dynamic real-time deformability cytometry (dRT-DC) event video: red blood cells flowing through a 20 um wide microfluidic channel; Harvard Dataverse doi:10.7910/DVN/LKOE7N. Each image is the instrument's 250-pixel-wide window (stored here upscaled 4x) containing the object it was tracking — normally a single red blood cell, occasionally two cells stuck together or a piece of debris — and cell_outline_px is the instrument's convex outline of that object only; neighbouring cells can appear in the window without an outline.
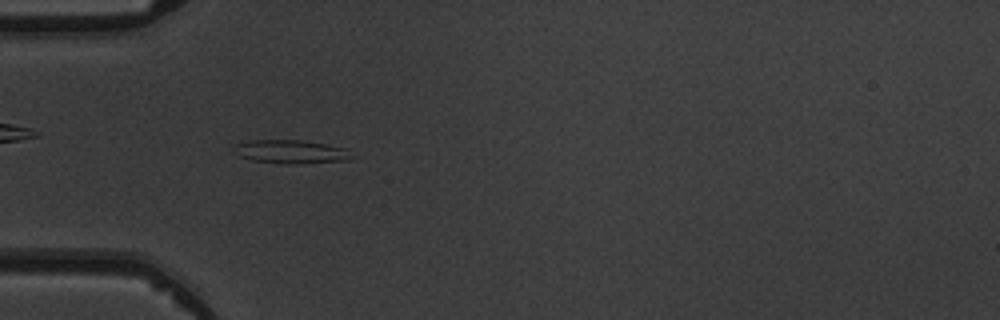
{"species": "common noctule bat (a hibernating species)", "species_latin": "Nyctalus noctula", "temperature_condition": "warm", "stored_images_in_passage": 8, "camera_frame_rate_fps": 3000, "um_per_image_px": 0.085, "animal": {"sex": "male", "body_mass_g": 19.5, "forearm_length_mm": 54.6}, "frame": {"image": 1, "passage_image": 4, "time_ms": 4.333, "image_size_px": [1000, 320], "cell_outline_px": [[352, 156], [348, 160], [304, 164], [284, 164], [252, 160], [240, 156], [232, 152], [232, 144], [248, 140], [300, 140], [348, 148]], "centroid_in_image_um": [24.67, 12.9], "position_along_channel_um": 60.3, "area_um2": 16.47}}
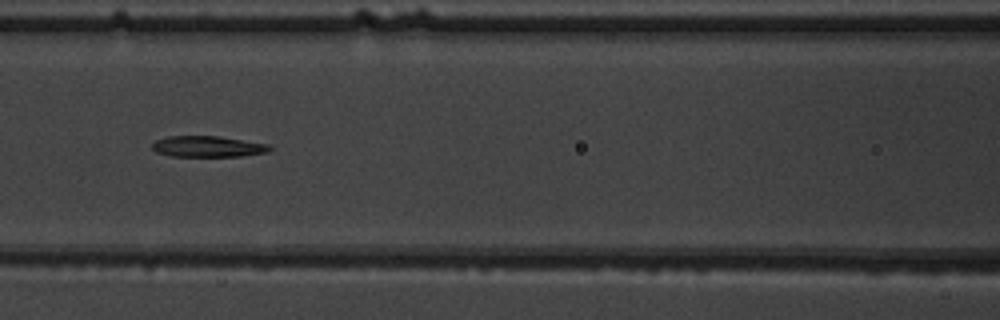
{"frame": {"image": 2, "passage_image": 6, "time_ms": 6.667, "image_size_px": [1000, 320], "cell_outline_px": [[272, 148], [268, 152], [240, 156], [172, 156], [156, 152], [152, 148], [152, 144], [156, 140], [168, 136], [220, 136], [268, 144]], "centroid_in_image_um": [17.66, 12.45], "position_along_channel_um": 148.9, "area_um2": 14.33}}
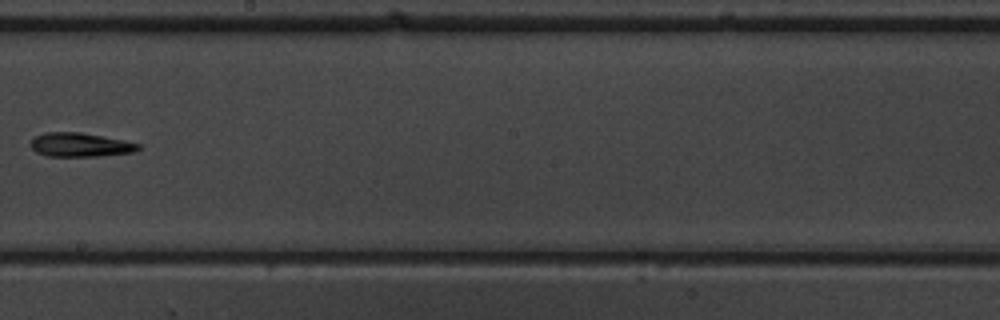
{"frame": {"image": 3, "passage_image": 8, "time_ms": 9.0, "image_size_px": [1000, 320], "cell_outline_px": [[140, 148], [132, 152], [100, 156], [48, 156], [36, 152], [28, 144], [36, 136], [48, 132], [80, 132], [124, 140], [140, 144]], "centroid_in_image_um": [6.8, 12.31], "position_along_channel_um": 241.4, "area_um2": 14.91}}